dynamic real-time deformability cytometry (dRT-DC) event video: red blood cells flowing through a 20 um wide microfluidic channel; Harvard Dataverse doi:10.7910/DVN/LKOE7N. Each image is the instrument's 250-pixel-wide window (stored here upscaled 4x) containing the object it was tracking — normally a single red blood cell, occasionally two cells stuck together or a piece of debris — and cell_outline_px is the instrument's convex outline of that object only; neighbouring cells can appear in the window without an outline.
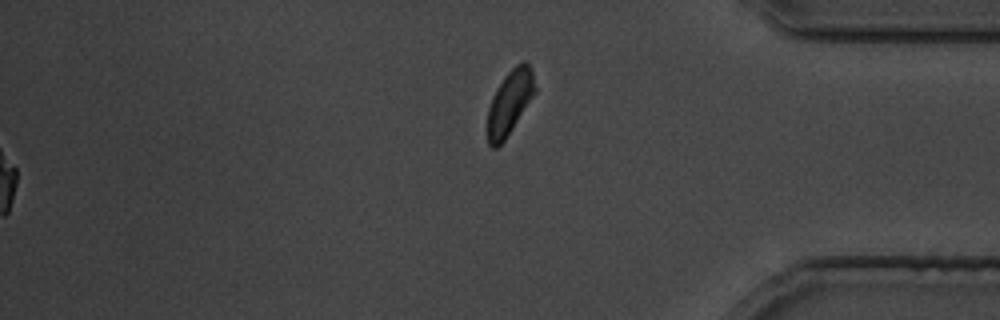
{"species": "common noctule bat (a hibernating species)", "species_latin": "Nyctalus noctula", "temperature_condition": "cold", "stored_images_in_passage": 35, "camera_frame_rate_fps": 3000, "um_per_image_px": 0.085, "animal": {"sex": "male", "body_mass_g": 19.5, "forearm_length_mm": 54.6}, "frame": {"image": 1, "passage_image": 35, "time_ms": 42.0, "image_size_px": [1000, 320], "cell_outline_px": [[536, 92], [504, 140], [496, 148], [492, 148], [488, 144], [488, 108], [492, 96], [496, 88], [504, 76], [516, 64], [524, 60], [528, 64], [532, 72], [536, 88]], "centroid_in_image_um": [43.32, 8.68], "position_along_channel_um": 391.9, "area_um2": 17.57}}